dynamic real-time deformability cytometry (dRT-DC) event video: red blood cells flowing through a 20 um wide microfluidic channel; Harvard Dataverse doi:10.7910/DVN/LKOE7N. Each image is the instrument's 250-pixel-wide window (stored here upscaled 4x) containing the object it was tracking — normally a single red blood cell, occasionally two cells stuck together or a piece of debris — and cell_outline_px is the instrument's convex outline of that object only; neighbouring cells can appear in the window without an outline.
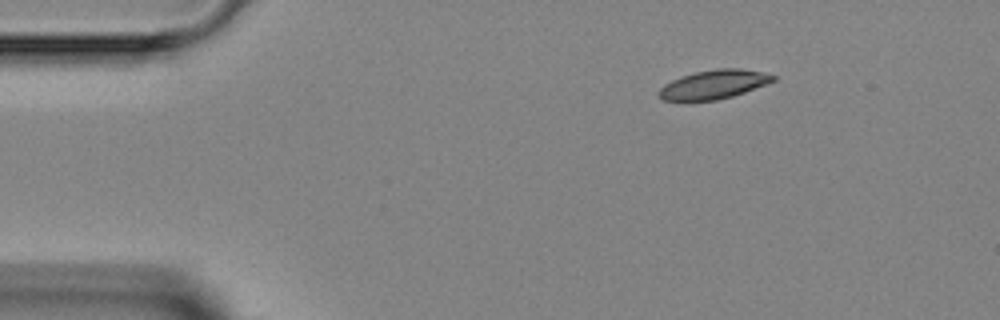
{"species": "Egyptian fruit bat (a non-hibernating species)", "species_latin": "Rousettus aegyptiacus", "temperature_condition": "room temperature", "stored_images_in_passage": 3, "camera_frame_rate_fps": 3000, "um_per_image_px": 0.085, "animal": {"sex": "female"}, "frame": {"image": 1, "passage_image": 1, "time_ms": 0.0, "image_size_px": [1000, 320], "cell_outline_px": [[776, 80], [744, 92], [732, 96], [716, 100], [660, 100], [656, 92], [664, 84], [680, 76], [696, 72], [716, 68], [740, 68], [760, 72], [776, 76]], "centroid_in_image_um": [60.62, 7.17], "position_along_channel_um": 24.4, "area_um2": 19.13}}
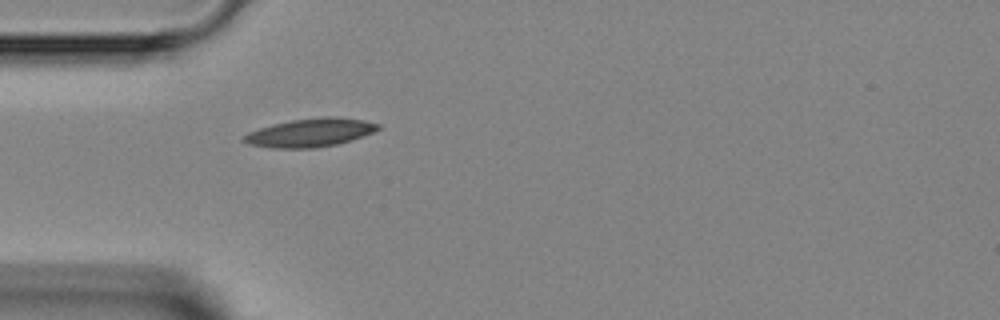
{"frame": {"image": 2, "passage_image": 3, "time_ms": 2.333, "image_size_px": [1000, 320], "cell_outline_px": [[380, 128], [372, 132], [336, 144], [316, 148], [272, 148], [248, 144], [240, 140], [248, 132], [272, 124], [292, 120], [324, 116], [336, 116], [364, 120], [380, 124]], "centroid_in_image_um": [26.33, 11.27], "position_along_channel_um": 58.7, "area_um2": 22.08}}